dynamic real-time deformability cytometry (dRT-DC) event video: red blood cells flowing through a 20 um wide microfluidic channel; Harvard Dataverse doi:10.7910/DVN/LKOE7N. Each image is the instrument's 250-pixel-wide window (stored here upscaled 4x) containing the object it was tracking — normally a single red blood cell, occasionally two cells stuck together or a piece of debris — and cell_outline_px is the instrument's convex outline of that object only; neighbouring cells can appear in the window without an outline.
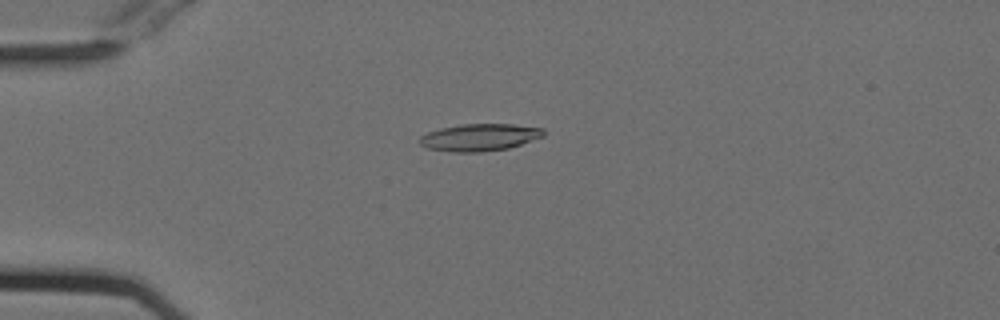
{"species": "Egyptian fruit bat (a non-hibernating species)", "species_latin": "Rousettus aegyptiacus", "temperature_condition": "cold", "stored_images_in_passage": 54, "camera_frame_rate_fps": 3000, "um_per_image_px": 0.085, "animal": {"sex": "female"}, "frame": {"image": 1, "passage_image": 14, "time_ms": 4.333, "image_size_px": [1000, 320], "cell_outline_px": [[544, 136], [508, 148], [480, 152], [452, 152], [424, 148], [420, 144], [420, 136], [428, 132], [440, 128], [460, 124], [512, 124], [544, 128]], "centroid_in_image_um": [40.73, 11.67], "position_along_channel_um": 44.3, "area_um2": 19.65}}
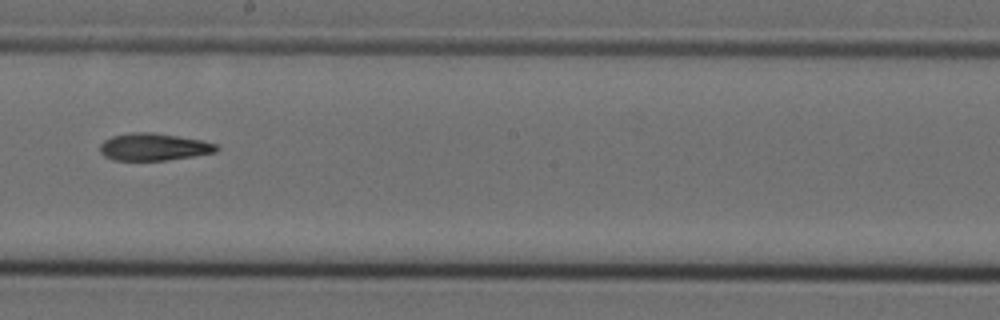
{"frame": {"image": 2, "passage_image": 31, "time_ms": 10.0, "image_size_px": [1000, 320], "cell_outline_px": [[220, 148], [216, 152], [168, 160], [112, 160], [104, 156], [100, 152], [100, 144], [104, 140], [112, 136], [132, 132], [152, 132], [204, 140], [216, 144]], "centroid_in_image_um": [13.07, 12.48], "position_along_channel_um": 235.1, "area_um2": 18.61}}
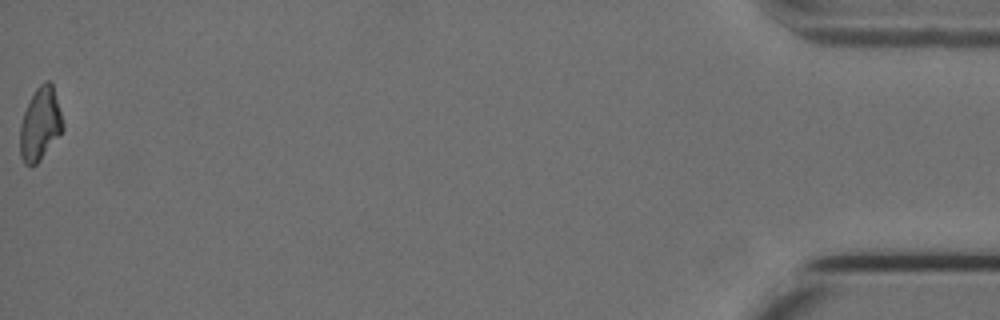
{"frame": {"image": 3, "passage_image": 54, "time_ms": 17.667, "image_size_px": [1000, 320], "cell_outline_px": [[64, 128], [40, 160], [36, 164], [24, 164], [20, 156], [20, 124], [24, 112], [36, 88], [44, 80], [48, 80], [52, 84], [64, 124]], "centroid_in_image_um": [3.4, 10.54], "position_along_channel_um": 431.8, "area_um2": 17.86}, "authors_computed_cell_mechanics": {"area_um2": 18.5827, "velocity_mm_per_s": 3.7928, "shape_relaxation_time_tau1_ms": null, "shape_relaxation_time_tau2_ms": 7.9607, "deformation_change_tau1": null, "deformation_change_tau2": 0.1765}}